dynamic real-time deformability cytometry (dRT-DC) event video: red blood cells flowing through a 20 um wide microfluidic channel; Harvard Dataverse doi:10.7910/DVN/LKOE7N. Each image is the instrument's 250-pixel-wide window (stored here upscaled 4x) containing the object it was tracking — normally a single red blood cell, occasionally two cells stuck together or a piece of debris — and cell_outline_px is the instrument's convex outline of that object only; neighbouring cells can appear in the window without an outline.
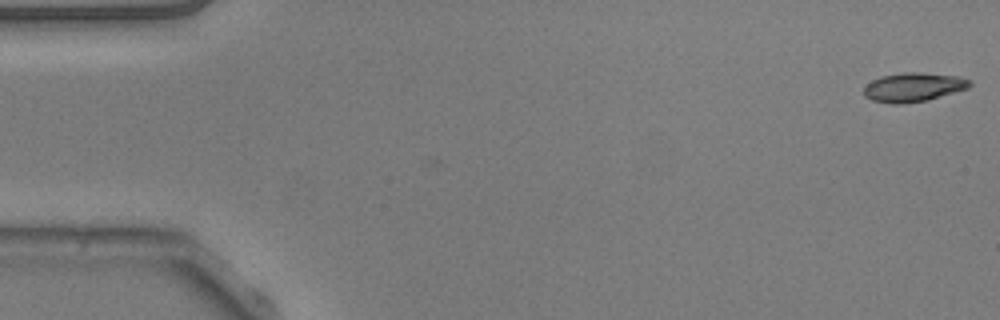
{"species": "common noctule bat (a hibernating species)", "species_latin": "Nyctalus noctula", "temperature_condition": "warm", "stored_images_in_passage": 3, "camera_frame_rate_fps": 3000, "um_per_image_px": 0.085, "animal": {"sex": "male", "body_mass_g": 20.5, "forearm_length_mm": 52.5}, "frame": {"image": 1, "passage_image": 1, "time_ms": 0.0, "image_size_px": [1000, 320], "cell_outline_px": [[972, 84], [968, 88], [928, 100], [904, 104], [892, 104], [872, 100], [864, 96], [864, 88], [872, 80], [880, 76], [904, 72], [920, 72], [960, 76], [972, 80]], "centroid_in_image_um": [77.66, 7.41], "position_along_channel_um": 7.3, "area_um2": 18.09}}